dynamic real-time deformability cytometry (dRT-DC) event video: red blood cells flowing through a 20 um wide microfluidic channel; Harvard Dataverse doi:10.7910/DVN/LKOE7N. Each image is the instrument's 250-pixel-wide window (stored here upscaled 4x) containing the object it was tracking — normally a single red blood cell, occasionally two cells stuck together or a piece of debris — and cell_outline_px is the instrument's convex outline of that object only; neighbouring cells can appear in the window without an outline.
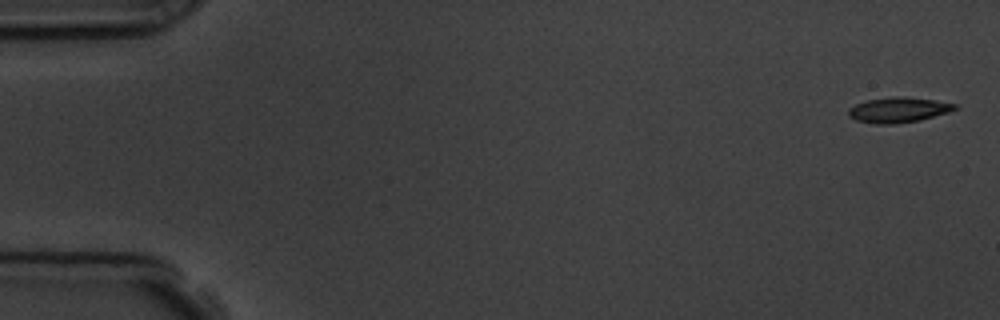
{"species": "common noctule bat (a hibernating species)", "species_latin": "Nyctalus noctula", "temperature_condition": "room temperature", "stored_images_in_passage": 8, "camera_frame_rate_fps": 3000, "um_per_image_px": 0.085, "animal": {"sex": "male", "body_mass_g": 19.5, "forearm_length_mm": 54.6}, "frame": {"image": 1, "passage_image": 1, "time_ms": 0.0, "image_size_px": [1000, 320], "cell_outline_px": [[960, 108], [948, 112], [920, 120], [892, 124], [876, 124], [856, 120], [848, 116], [848, 108], [856, 104], [868, 100], [892, 96], [904, 96], [932, 100], [956, 104]], "centroid_in_image_um": [76.35, 9.34], "position_along_channel_um": 8.7, "area_um2": 15.61}}
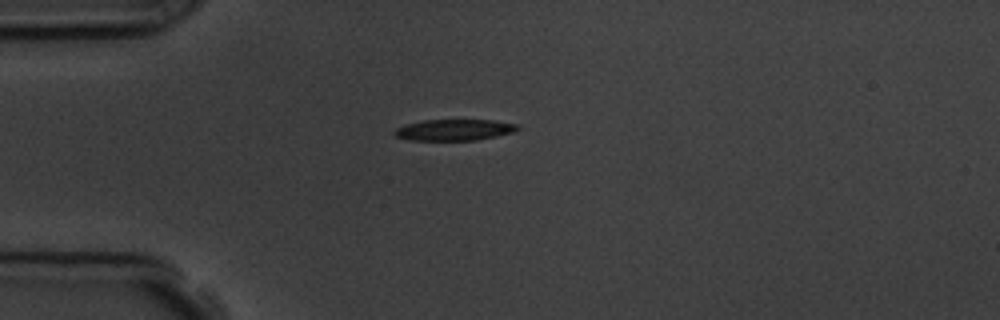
{"frame": {"image": 2, "passage_image": 5, "time_ms": 4.333, "image_size_px": [1000, 320], "cell_outline_px": [[520, 128], [516, 132], [476, 140], [408, 140], [396, 136], [392, 132], [396, 128], [404, 124], [424, 120], [496, 120], [520, 124]], "centroid_in_image_um": [38.65, 11.03], "position_along_channel_um": 46.4, "area_um2": 15.43}}